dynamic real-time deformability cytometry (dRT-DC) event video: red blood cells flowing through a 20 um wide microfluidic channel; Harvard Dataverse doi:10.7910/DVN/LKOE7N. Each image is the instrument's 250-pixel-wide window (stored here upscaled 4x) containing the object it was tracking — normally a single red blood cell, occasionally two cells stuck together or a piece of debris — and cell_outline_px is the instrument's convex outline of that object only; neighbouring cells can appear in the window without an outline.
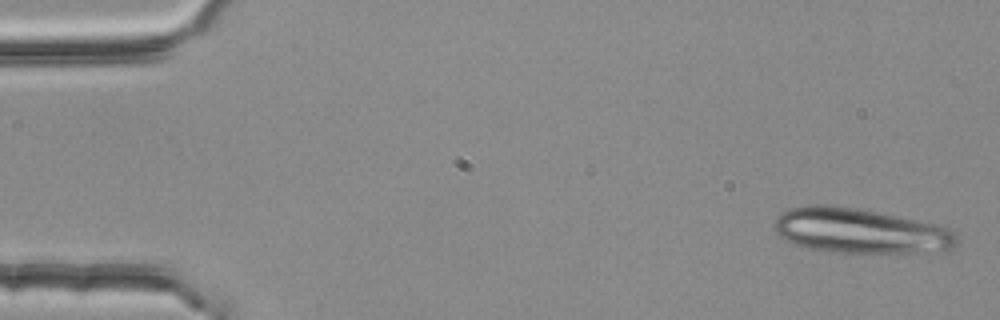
{"species": "common noctule bat (a hibernating species)", "species_latin": "Nyctalus noctula", "temperature_condition": "room temperature", "stored_images_in_passage": 4, "camera_frame_rate_fps": 3000, "um_per_image_px": 0.085, "animal": {"sex": "female", "body_mass_g": 25.1}, "frame": {"image": 1, "passage_image": 1, "time_ms": 0.0, "image_size_px": [1000, 320], "cell_outline_px": [[960, 240], [952, 248], [928, 252], [836, 252], [812, 248], [796, 244], [788, 240], [776, 232], [772, 224], [776, 216], [780, 212], [792, 208], [812, 204], [828, 204], [856, 208], [940, 224], [956, 232]], "centroid_in_image_um": [73.14, 19.6], "position_along_channel_um": 11.9, "area_um2": 47.74}}